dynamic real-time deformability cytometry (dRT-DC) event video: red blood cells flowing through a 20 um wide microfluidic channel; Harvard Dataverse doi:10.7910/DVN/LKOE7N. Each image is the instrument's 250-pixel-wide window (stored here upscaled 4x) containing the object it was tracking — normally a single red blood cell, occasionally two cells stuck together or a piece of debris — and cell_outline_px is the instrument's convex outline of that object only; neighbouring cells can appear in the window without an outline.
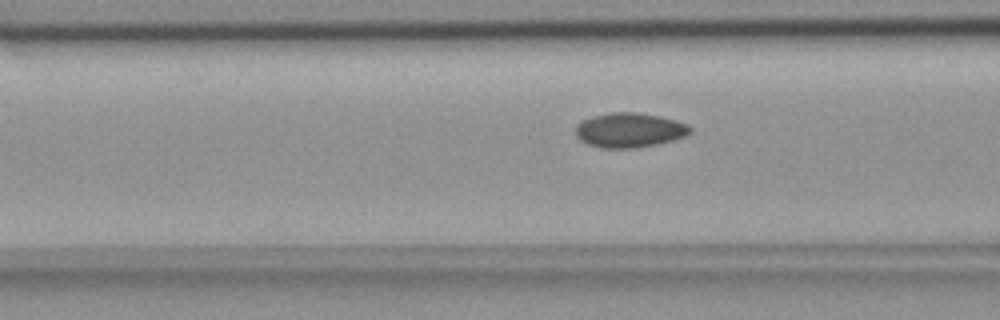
{"species": "common noctule bat (a hibernating species)", "species_latin": "Nyctalus noctula", "temperature_condition": "room temperature", "stored_images_in_passage": 56, "camera_frame_rate_fps": 3000, "um_per_image_px": 0.085, "animal": {"sex": "female", "body_mass_g": 18.4}, "frame": {"image": 1, "passage_image": 22, "time_ms": 7.0, "image_size_px": [1000, 320], "cell_outline_px": [[692, 132], [684, 136], [672, 140], [656, 144], [636, 148], [600, 148], [588, 144], [580, 140], [576, 136], [576, 124], [592, 116], [612, 112], [636, 112], [660, 116], [676, 120], [688, 124], [692, 128]], "centroid_in_image_um": [53.51, 11.06], "position_along_channel_um": 113.1, "area_um2": 23.18}}
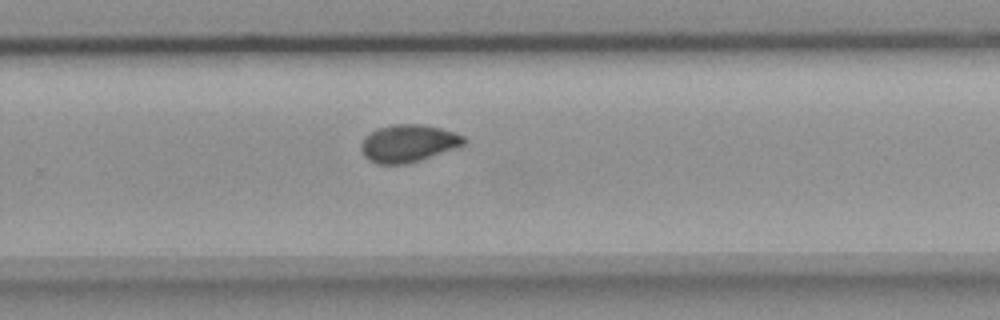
{"frame": {"image": 2, "passage_image": 37, "time_ms": 12.0, "image_size_px": [1000, 320], "cell_outline_px": [[464, 144], [420, 160], [404, 164], [376, 164], [368, 160], [364, 156], [360, 148], [360, 144], [364, 136], [368, 132], [376, 128], [392, 124], [424, 124], [440, 128], [464, 136]], "centroid_in_image_um": [34.61, 12.17], "position_along_channel_um": 295.2, "area_um2": 22.43}}
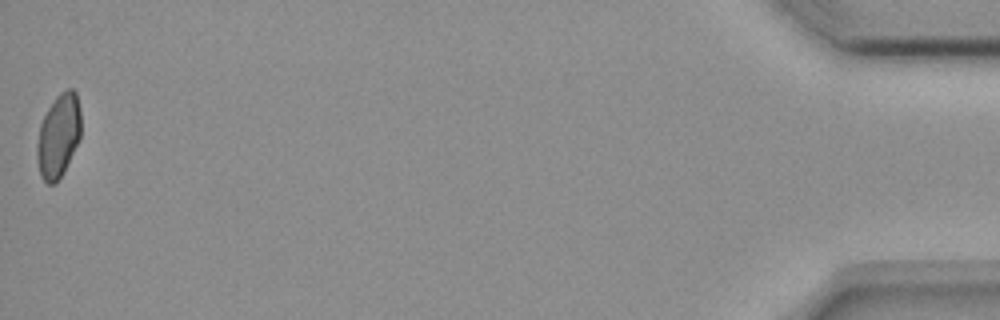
{"frame": {"image": 3, "passage_image": 56, "time_ms": 18.333, "image_size_px": [1000, 320], "cell_outline_px": [[80, 136], [64, 172], [56, 184], [48, 184], [40, 176], [36, 156], [36, 144], [40, 124], [48, 108], [56, 96], [60, 92], [68, 88], [72, 88], [76, 92], [80, 108]], "centroid_in_image_um": [4.95, 11.55], "position_along_channel_um": 430.2, "area_um2": 21.5}, "authors_computed_cell_mechanics": {"area_um2": 22.0507, "velocity_mm_per_s": 3.6531, "shape_relaxation_time_tau1_ms": null, "shape_relaxation_time_tau2_ms": 2.4483, "deformation_change_tau1": null, "deformation_change_tau2": 0.048}}